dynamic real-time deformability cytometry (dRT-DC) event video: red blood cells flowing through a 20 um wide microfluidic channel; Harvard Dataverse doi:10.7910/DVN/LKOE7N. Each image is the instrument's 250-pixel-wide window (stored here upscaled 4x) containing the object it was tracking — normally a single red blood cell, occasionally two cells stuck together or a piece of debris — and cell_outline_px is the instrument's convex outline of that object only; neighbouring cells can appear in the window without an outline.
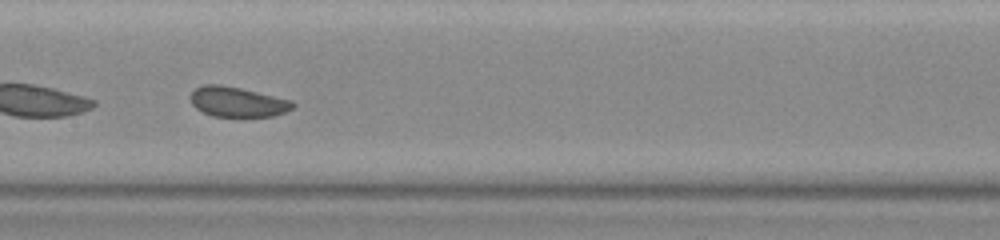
{"species": "common noctule bat (a hibernating species)", "species_latin": "Nyctalus noctula", "temperature_condition": "warm", "stored_images_in_passage": 28, "camera_frame_rate_fps": 3000, "um_per_image_px": 0.085, "animal": {"sex": "female", "body_mass_g": 23.0, "forearm_length_mm": 53.4}, "frame": {"image": 1, "passage_image": 13, "time_ms": 4.0, "image_size_px": [1000, 240], "cell_outline_px": [[296, 104], [292, 108], [284, 112], [272, 116], [212, 116], [196, 108], [192, 104], [188, 96], [196, 88], [204, 84], [220, 84], [240, 88], [292, 100]], "centroid_in_image_um": [20.16, 8.65], "position_along_channel_um": 187.2, "area_um2": 17.8}, "authors_computed_cell_mechanics": {"area_um2": 18.5249, "velocity_mm_per_s": 3.911, "shape_relaxation_time_tau1_ms": 2.7783, "shape_relaxation_time_tau2_ms": null, "deformation_change_tau1": 0.0579, "deformation_change_tau2": null}}